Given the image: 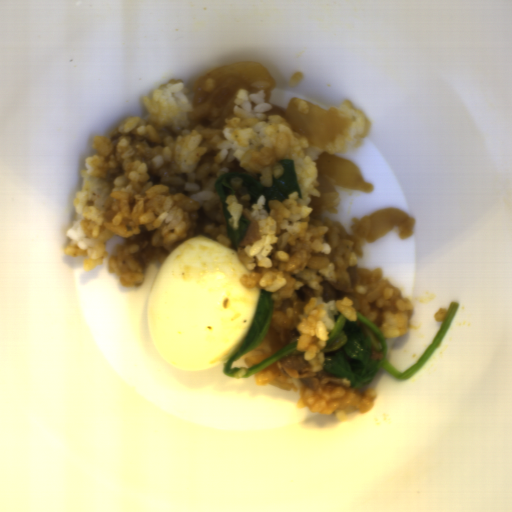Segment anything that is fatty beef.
Wrapping results in <instances>:
<instances>
[{"mask_svg": "<svg viewBox=\"0 0 512 512\" xmlns=\"http://www.w3.org/2000/svg\"><path fill=\"white\" fill-rule=\"evenodd\" d=\"M187 238L197 234H205L216 240L219 233H228L224 216L223 202L218 195L204 203L198 210L189 213Z\"/></svg>", "mask_w": 512, "mask_h": 512, "instance_id": "obj_4", "label": "fatty beef"}, {"mask_svg": "<svg viewBox=\"0 0 512 512\" xmlns=\"http://www.w3.org/2000/svg\"><path fill=\"white\" fill-rule=\"evenodd\" d=\"M314 290L308 285L294 291L283 301H274L272 317L267 332L270 341V352L277 353L285 346L297 342L300 332L296 326L305 306L314 297Z\"/></svg>", "mask_w": 512, "mask_h": 512, "instance_id": "obj_1", "label": "fatty beef"}, {"mask_svg": "<svg viewBox=\"0 0 512 512\" xmlns=\"http://www.w3.org/2000/svg\"><path fill=\"white\" fill-rule=\"evenodd\" d=\"M139 230V234L124 238L127 245L137 244L138 246V250L132 253V257L143 271L146 270L149 262H159L162 266L169 255V250L165 247L153 245V239L158 232V228L149 231L145 224H141Z\"/></svg>", "mask_w": 512, "mask_h": 512, "instance_id": "obj_5", "label": "fatty beef"}, {"mask_svg": "<svg viewBox=\"0 0 512 512\" xmlns=\"http://www.w3.org/2000/svg\"><path fill=\"white\" fill-rule=\"evenodd\" d=\"M229 184L231 188L234 190V195L237 198V200L241 203L243 206L241 213L242 216L246 217L250 220L248 229L245 233V236L240 244V246L237 249H244L246 246H252L256 241L261 240V234H260V225L257 220H255L251 213L253 211V204H251V198L249 194L246 191V187L242 186V179L237 177H232L229 180Z\"/></svg>", "mask_w": 512, "mask_h": 512, "instance_id": "obj_6", "label": "fatty beef"}, {"mask_svg": "<svg viewBox=\"0 0 512 512\" xmlns=\"http://www.w3.org/2000/svg\"><path fill=\"white\" fill-rule=\"evenodd\" d=\"M272 109H270L269 111H267V115L268 116H271V115H280L282 117L285 118V114H286V111L287 110H284L276 105H271Z\"/></svg>", "mask_w": 512, "mask_h": 512, "instance_id": "obj_8", "label": "fatty beef"}, {"mask_svg": "<svg viewBox=\"0 0 512 512\" xmlns=\"http://www.w3.org/2000/svg\"><path fill=\"white\" fill-rule=\"evenodd\" d=\"M367 305L369 307V312H375L376 313L374 322H372V323L377 328L380 327V325L383 322V311H382V309L377 306V302L375 300L371 301V302H368Z\"/></svg>", "mask_w": 512, "mask_h": 512, "instance_id": "obj_7", "label": "fatty beef"}, {"mask_svg": "<svg viewBox=\"0 0 512 512\" xmlns=\"http://www.w3.org/2000/svg\"><path fill=\"white\" fill-rule=\"evenodd\" d=\"M383 358H384V354L382 351H376L375 346L371 347L370 359L382 360Z\"/></svg>", "mask_w": 512, "mask_h": 512, "instance_id": "obj_9", "label": "fatty beef"}, {"mask_svg": "<svg viewBox=\"0 0 512 512\" xmlns=\"http://www.w3.org/2000/svg\"><path fill=\"white\" fill-rule=\"evenodd\" d=\"M304 356V352L294 351L278 362L290 378L300 380L311 389L319 388L322 393L330 394L343 386L342 379L327 370L312 372V364Z\"/></svg>", "mask_w": 512, "mask_h": 512, "instance_id": "obj_3", "label": "fatty beef"}, {"mask_svg": "<svg viewBox=\"0 0 512 512\" xmlns=\"http://www.w3.org/2000/svg\"><path fill=\"white\" fill-rule=\"evenodd\" d=\"M383 271L380 268L369 270L359 264L349 267L345 271H339L336 274L337 281L323 279L320 284L322 288V301H339L342 298H354L356 287L372 282H376L382 276Z\"/></svg>", "mask_w": 512, "mask_h": 512, "instance_id": "obj_2", "label": "fatty beef"}]
</instances>
